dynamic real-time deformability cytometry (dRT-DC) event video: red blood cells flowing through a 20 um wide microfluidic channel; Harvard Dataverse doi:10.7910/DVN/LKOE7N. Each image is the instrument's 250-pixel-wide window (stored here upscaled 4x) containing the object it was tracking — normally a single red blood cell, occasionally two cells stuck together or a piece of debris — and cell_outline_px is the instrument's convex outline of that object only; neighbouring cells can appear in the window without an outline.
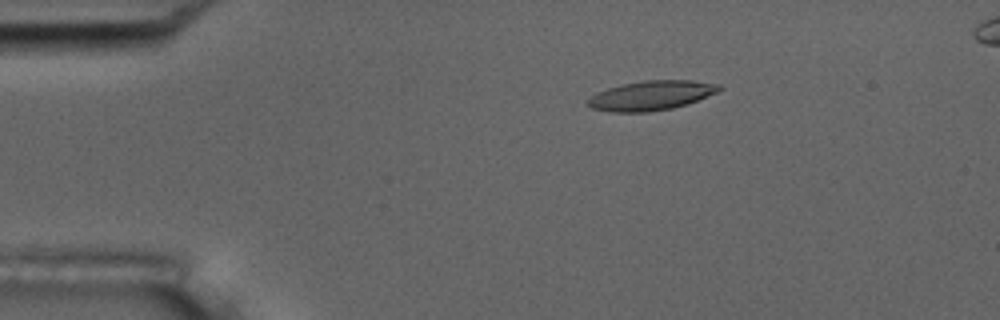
{"species": "common noctule bat (a hibernating species)", "species_latin": "Nyctalus noctula", "temperature_condition": "room temperature", "stored_images_in_passage": 51, "camera_frame_rate_fps": 3000, "um_per_image_px": 0.085, "animal": {"sex": "male", "body_mass_g": 17.5, "forearm_length_mm": 52.3}, "frame": {"image": 1, "passage_image": 6, "time_ms": 1.667, "image_size_px": [1000, 320], "cell_outline_px": [[724, 88], [716, 92], [688, 104], [672, 108], [648, 112], [608, 112], [592, 108], [588, 104], [588, 100], [596, 92], [608, 88], [624, 84], [644, 80], [692, 80], [720, 84]], "centroid_in_image_um": [55.37, 8.11], "position_along_channel_um": 29.6, "area_um2": 22.54}}
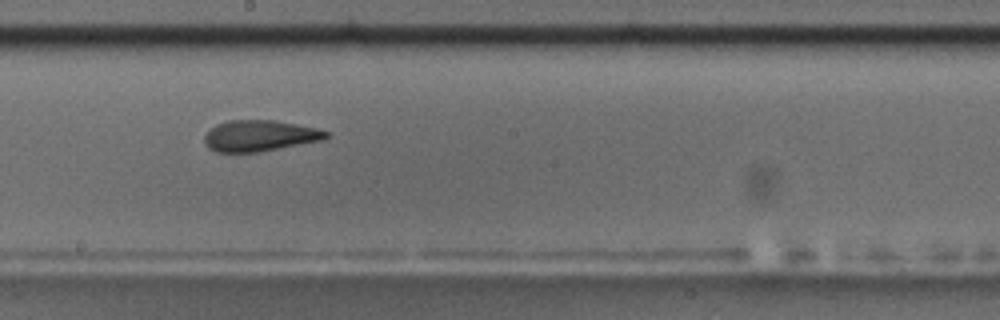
{"frame": {"image": 2, "passage_image": 26, "time_ms": 8.333, "image_size_px": [1000, 320], "cell_outline_px": [[328, 136], [324, 140], [260, 152], [216, 152], [208, 148], [204, 144], [204, 136], [216, 124], [228, 120], [276, 120], [316, 128], [328, 132]], "centroid_in_image_um": [22.06, 11.54], "position_along_channel_um": 226.1, "area_um2": 22.14}}
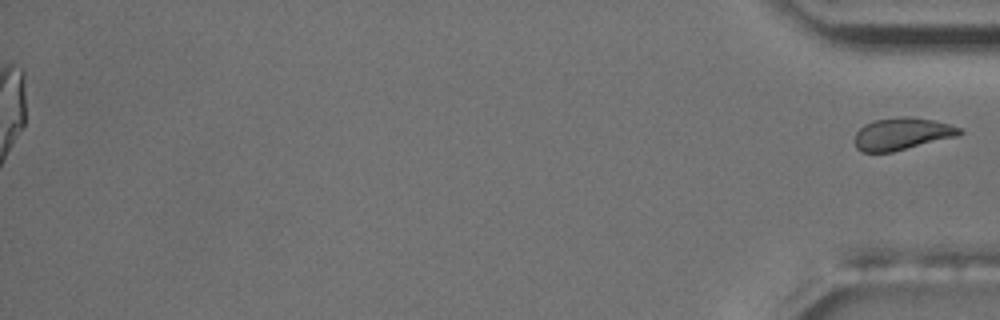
{"frame": {"image": 3, "passage_image": 51, "time_ms": 16.667, "image_size_px": [1000, 320], "cell_outline_px": [[964, 132], [956, 136], [892, 152], [860, 152], [856, 148], [852, 140], [856, 132], [864, 124], [876, 120], [896, 116], [908, 116], [936, 120], [960, 128]], "centroid_in_image_um": [76.61, 11.37], "position_along_channel_um": 358.6, "area_um2": 19.83}}